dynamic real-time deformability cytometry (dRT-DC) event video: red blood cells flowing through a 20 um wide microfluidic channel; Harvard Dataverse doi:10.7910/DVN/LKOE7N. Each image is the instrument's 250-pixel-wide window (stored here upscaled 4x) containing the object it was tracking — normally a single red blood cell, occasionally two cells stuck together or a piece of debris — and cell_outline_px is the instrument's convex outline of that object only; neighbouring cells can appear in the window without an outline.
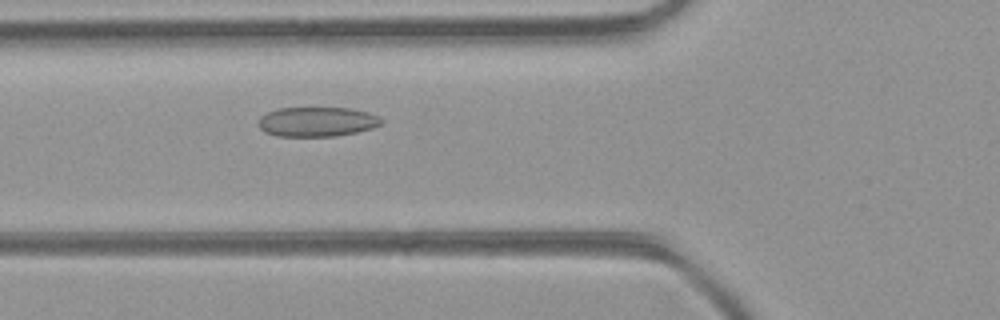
{"species": "common noctule bat (a hibernating species)", "species_latin": "Nyctalus noctula", "temperature_condition": "room temperature", "stored_images_in_passage": 35, "camera_frame_rate_fps": 3000, "um_per_image_px": 0.085, "animal": {"sex": "female", "body_mass_g": 21.9}, "frame": {"image": 1, "passage_image": 6, "time_ms": 1.667, "image_size_px": [1000, 320], "cell_outline_px": [[380, 124], [372, 128], [356, 132], [336, 136], [276, 136], [264, 132], [260, 128], [260, 116], [276, 108], [352, 108], [368, 112], [380, 116]], "centroid_in_image_um": [26.93, 10.34], "position_along_channel_um": 98.9, "area_um2": 21.15}}
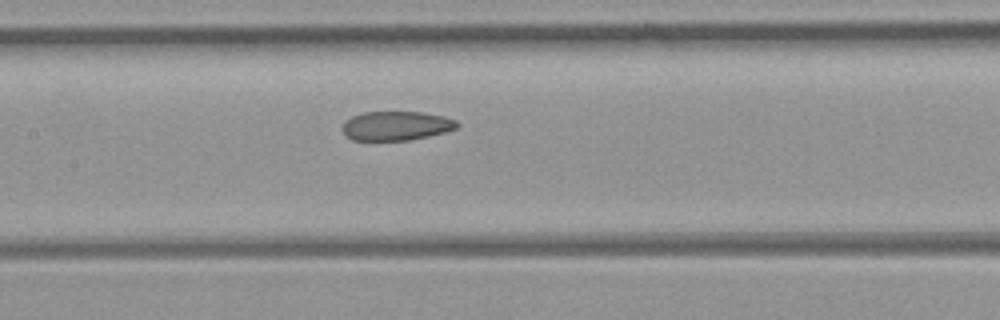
{"frame": {"image": 2, "passage_image": 11, "time_ms": 3.333, "image_size_px": [1000, 320], "cell_outline_px": [[460, 124], [456, 128], [444, 132], [428, 136], [408, 140], [352, 140], [344, 132], [344, 124], [352, 116], [364, 112], [420, 112], [444, 116], [456, 120]], "centroid_in_image_um": [33.72, 10.69], "position_along_channel_um": 173.7, "area_um2": 19.19}}
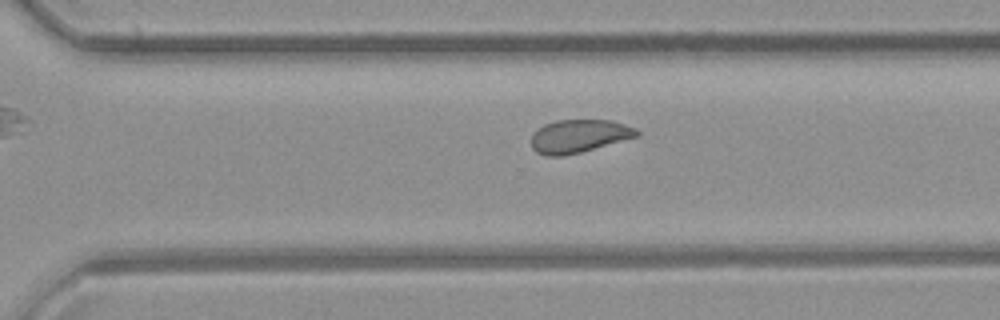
{"frame": {"image": 3, "passage_image": 21, "time_ms": 6.667, "image_size_px": [1000, 320], "cell_outline_px": [[640, 132], [636, 136], [580, 152], [564, 156], [548, 156], [536, 152], [532, 148], [532, 132], [544, 124], [556, 120], [612, 120], [636, 128]], "centroid_in_image_um": [49.16, 11.56], "position_along_channel_um": 321.4, "area_um2": 20.17}, "authors_computed_cell_mechanics": {"area_um2": 20.9236, "velocity_mm_per_s": 4.4477, "shape_relaxation_time_tau1_ms": null, "shape_relaxation_time_tau2_ms": 1.6817, "deformation_change_tau1": null, "deformation_change_tau2": 0.0614}}